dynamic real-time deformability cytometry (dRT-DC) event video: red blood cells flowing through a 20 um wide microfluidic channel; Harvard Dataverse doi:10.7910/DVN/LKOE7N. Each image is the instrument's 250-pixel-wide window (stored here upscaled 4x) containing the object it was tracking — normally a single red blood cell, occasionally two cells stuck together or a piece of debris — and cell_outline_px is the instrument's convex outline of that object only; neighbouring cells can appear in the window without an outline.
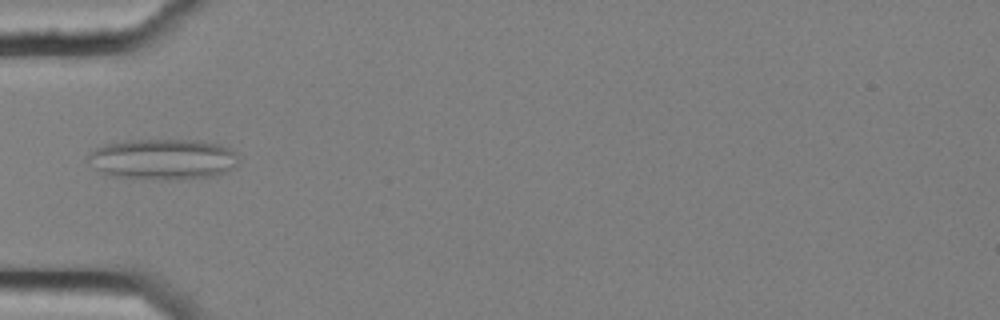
{"species": "common noctule bat (a hibernating species)", "species_latin": "Nyctalus noctula", "temperature_condition": "cold", "stored_images_in_passage": 6, "camera_frame_rate_fps": 3000, "um_per_image_px": 0.085, "animal": {"sex": "female", "body_mass_g": 25.1}, "frame": {"image": 1, "passage_image": 6, "time_ms": 1.667, "image_size_px": [1000, 320], "cell_outline_px": [[240, 160], [236, 168], [216, 176], [176, 180], [164, 180], [108, 176], [100, 172], [84, 160], [96, 148], [104, 144], [124, 140], [200, 140], [220, 144], [232, 148], [236, 152]], "centroid_in_image_um": [13.89, 13.54], "position_along_channel_um": 71.1, "area_um2": 36.7}}